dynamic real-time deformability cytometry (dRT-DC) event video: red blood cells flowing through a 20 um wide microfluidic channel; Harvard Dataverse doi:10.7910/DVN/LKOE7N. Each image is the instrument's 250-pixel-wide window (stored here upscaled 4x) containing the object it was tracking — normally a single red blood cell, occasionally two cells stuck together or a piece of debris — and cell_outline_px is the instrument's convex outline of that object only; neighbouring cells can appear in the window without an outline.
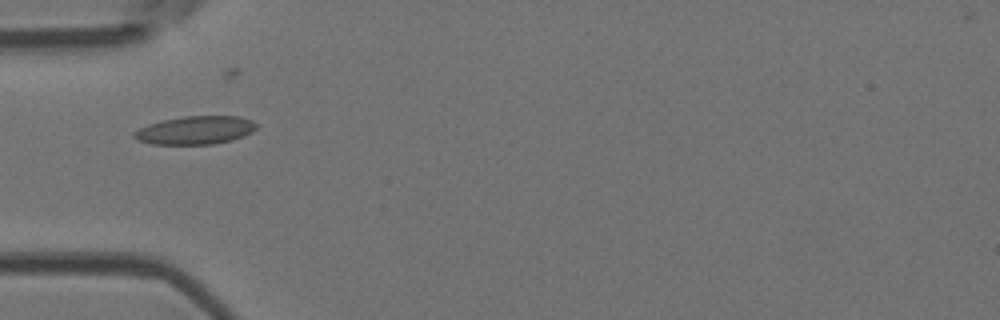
{"species": "Egyptian fruit bat (a non-hibernating species)", "species_latin": "Rousettus aegyptiacus", "temperature_condition": "room temperature", "stored_images_in_passage": 19, "camera_frame_rate_fps": 3000, "um_per_image_px": 0.085, "animal": {"sex": "female"}, "frame": {"image": 1, "passage_image": 1, "time_ms": 0.0, "image_size_px": [1000, 320], "cell_outline_px": [[256, 128], [252, 132], [244, 136], [232, 140], [212, 144], [152, 144], [140, 140], [132, 136], [132, 132], [148, 124], [164, 120], [184, 116], [240, 116], [252, 120], [256, 124]], "centroid_in_image_um": [16.62, 11.06], "position_along_channel_um": 68.4, "area_um2": 20.06}}